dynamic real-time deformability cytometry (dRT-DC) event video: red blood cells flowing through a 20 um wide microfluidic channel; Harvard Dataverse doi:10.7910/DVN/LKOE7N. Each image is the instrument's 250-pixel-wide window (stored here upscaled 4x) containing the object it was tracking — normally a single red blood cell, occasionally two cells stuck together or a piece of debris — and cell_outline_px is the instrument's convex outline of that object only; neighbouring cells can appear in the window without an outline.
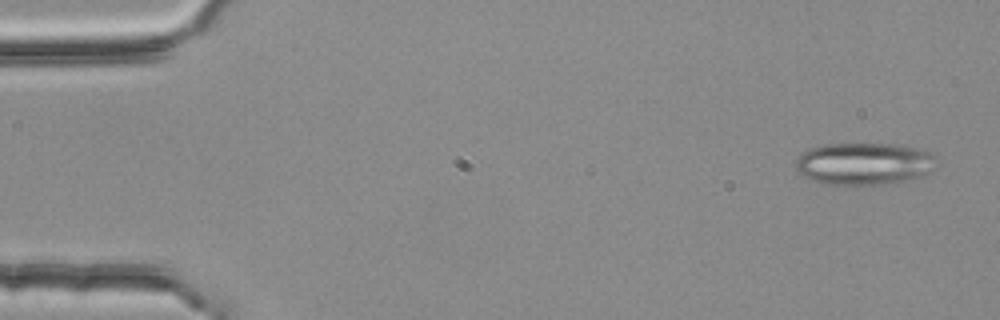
{"species": "common noctule bat (a hibernating species)", "species_latin": "Nyctalus noctula", "temperature_condition": "room temperature", "stored_images_in_passage": 53, "segment_of_instrument_passage": [1, 2], "camera_frame_rate_fps": 3000, "um_per_image_px": 0.085, "animal": {"sex": "female", "body_mass_g": 25.1}, "frame": {"image": 1, "passage_image": 2, "time_ms": 0.333, "image_size_px": [1000, 320], "cell_outline_px": [[936, 156], [928, 172], [924, 176], [888, 184], [824, 184], [812, 180], [804, 176], [796, 168], [796, 160], [804, 152], [812, 148], [828, 144], [896, 144], [916, 148], [928, 152]], "centroid_in_image_um": [73.44, 13.92], "position_along_channel_um": 11.6, "area_um2": 34.1}}